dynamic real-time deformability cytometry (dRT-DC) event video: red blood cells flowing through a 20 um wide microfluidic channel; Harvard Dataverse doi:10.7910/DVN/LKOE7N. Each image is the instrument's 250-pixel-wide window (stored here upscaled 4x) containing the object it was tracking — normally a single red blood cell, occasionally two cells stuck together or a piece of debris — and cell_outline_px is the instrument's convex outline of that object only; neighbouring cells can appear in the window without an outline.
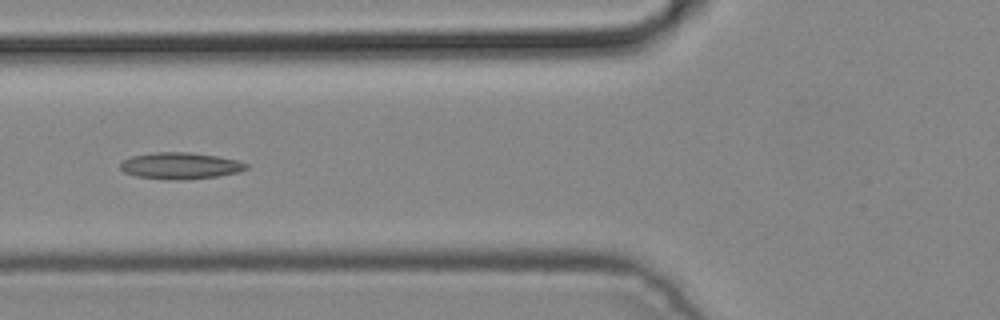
{"species": "common noctule bat (a hibernating species)", "species_latin": "Nyctalus noctula", "temperature_condition": "cold", "stored_images_in_passage": 5, "camera_frame_rate_fps": 3000, "um_per_image_px": 0.085, "animal": {"sex": "male", "body_mass_g": 19.2, "forearm_length_mm": 51.8}, "frame": {"image": 1, "passage_image": 5, "time_ms": 1.333, "image_size_px": [1000, 320], "cell_outline_px": [[248, 168], [240, 172], [216, 176], [180, 180], [168, 180], [136, 176], [124, 172], [120, 168], [120, 164], [124, 160], [132, 156], [152, 152], [188, 152], [216, 156], [236, 160], [248, 164]], "centroid_in_image_um": [15.31, 14.09], "position_along_channel_um": 110.5, "area_um2": 19.42}}